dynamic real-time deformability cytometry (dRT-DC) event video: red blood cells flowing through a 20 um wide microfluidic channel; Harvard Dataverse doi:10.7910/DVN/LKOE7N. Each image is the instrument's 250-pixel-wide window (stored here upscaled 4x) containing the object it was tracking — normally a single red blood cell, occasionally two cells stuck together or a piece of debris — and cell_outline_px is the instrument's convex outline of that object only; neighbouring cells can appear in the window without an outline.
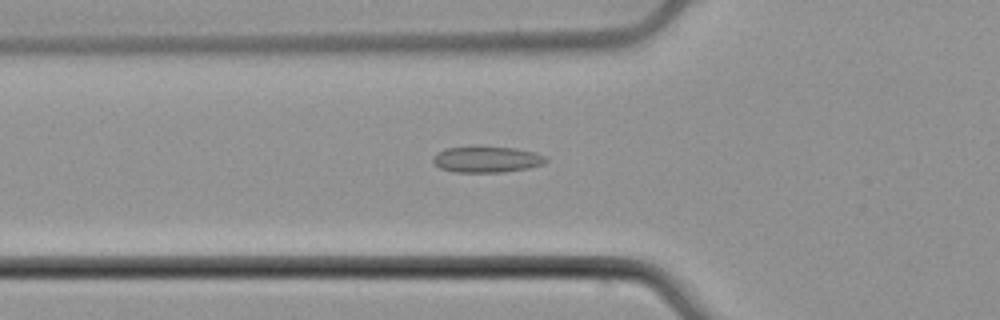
{"species": "common noctule bat (a hibernating species)", "species_latin": "Nyctalus noctula", "temperature_condition": "cold", "stored_images_in_passage": 50, "camera_frame_rate_fps": 3000, "um_per_image_px": 0.085, "animal": {"sex": "male", "body_mass_g": 21.5, "forearm_length_mm": 52.0}, "frame": {"image": 1, "passage_image": 20, "time_ms": 6.333, "image_size_px": [1000, 320], "cell_outline_px": [[548, 160], [540, 164], [528, 168], [500, 172], [456, 172], [440, 168], [432, 160], [444, 148], [476, 144], [516, 148], [536, 152], [544, 156]], "centroid_in_image_um": [41.36, 13.5], "position_along_channel_um": 84.4, "area_um2": 17.51}}
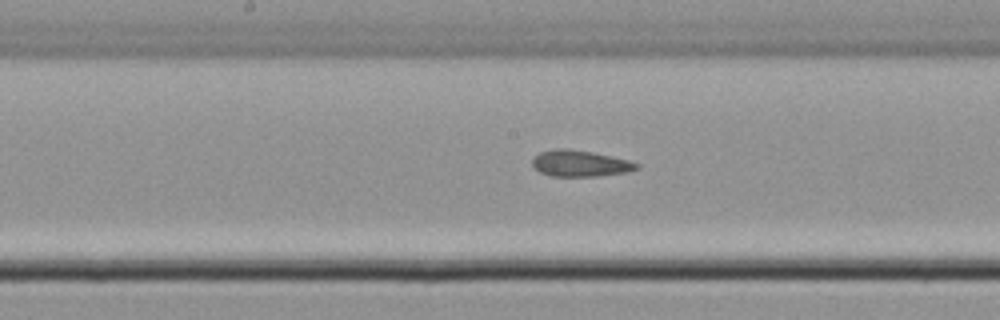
{"frame": {"image": 2, "passage_image": 29, "time_ms": 9.333, "image_size_px": [1000, 320], "cell_outline_px": [[640, 168], [628, 172], [596, 176], [552, 176], [540, 172], [532, 164], [532, 160], [540, 152], [556, 148], [568, 148], [592, 152], [628, 160], [640, 164]], "centroid_in_image_um": [49.33, 13.89], "position_along_channel_um": 198.9, "area_um2": 15.9}}
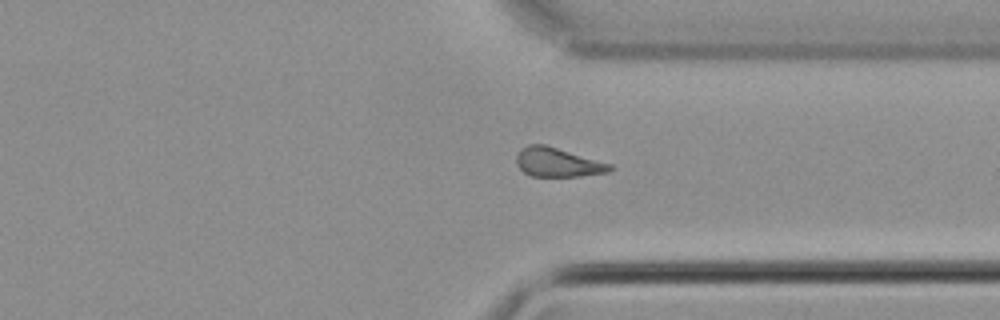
{"frame": {"image": 3, "passage_image": 42, "time_ms": 13.667, "image_size_px": [1000, 320], "cell_outline_px": [[612, 168], [608, 172], [580, 176], [532, 176], [524, 172], [520, 168], [516, 160], [516, 156], [520, 148], [528, 144], [544, 144], [612, 164]], "centroid_in_image_um": [47.38, 13.79], "position_along_channel_um": 364.0, "area_um2": 15.72}, "authors_computed_cell_mechanics": {"area_um2": 16.5886, "velocity_mm_per_s": 3.8006, "shape_relaxation_time_tau1_ms": null, "shape_relaxation_time_tau2_ms": 6.2976, "deformation_change_tau1": null, "deformation_change_tau2": 0.1473}}